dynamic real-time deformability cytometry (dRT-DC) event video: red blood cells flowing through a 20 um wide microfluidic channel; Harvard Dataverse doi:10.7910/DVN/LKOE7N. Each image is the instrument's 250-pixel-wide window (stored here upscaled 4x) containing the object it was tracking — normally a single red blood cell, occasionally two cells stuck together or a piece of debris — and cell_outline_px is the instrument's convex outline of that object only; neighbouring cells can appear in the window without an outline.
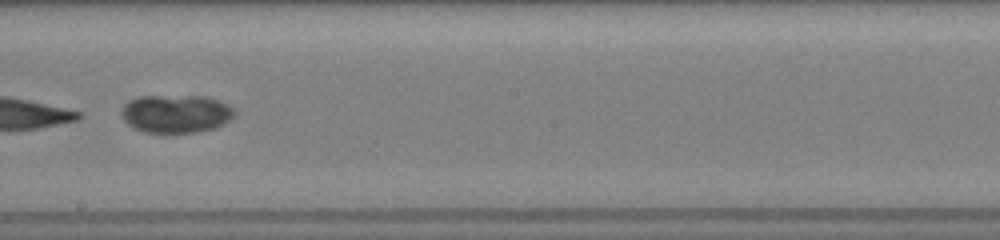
{"species": "common noctule bat (a hibernating species)", "species_latin": "Nyctalus noctula", "temperature_condition": "room temperature", "stored_images_in_passage": 39, "camera_frame_rate_fps": 3000, "um_per_image_px": 0.085, "animal": {"sex": "female", "body_mass_g": 19.5, "forearm_length_mm": 54.1}, "frame": {"image": 1, "passage_image": 31, "time_ms": 10.0, "image_size_px": [1000, 240], "cell_outline_px": [[236, 112], [224, 124], [216, 128], [196, 132], [144, 132], [132, 128], [120, 116], [120, 112], [124, 104], [128, 100], [140, 96], [208, 96], [220, 100], [236, 108]], "centroid_in_image_um": [14.96, 9.65], "position_along_channel_um": 233.2, "area_um2": 25.49}}